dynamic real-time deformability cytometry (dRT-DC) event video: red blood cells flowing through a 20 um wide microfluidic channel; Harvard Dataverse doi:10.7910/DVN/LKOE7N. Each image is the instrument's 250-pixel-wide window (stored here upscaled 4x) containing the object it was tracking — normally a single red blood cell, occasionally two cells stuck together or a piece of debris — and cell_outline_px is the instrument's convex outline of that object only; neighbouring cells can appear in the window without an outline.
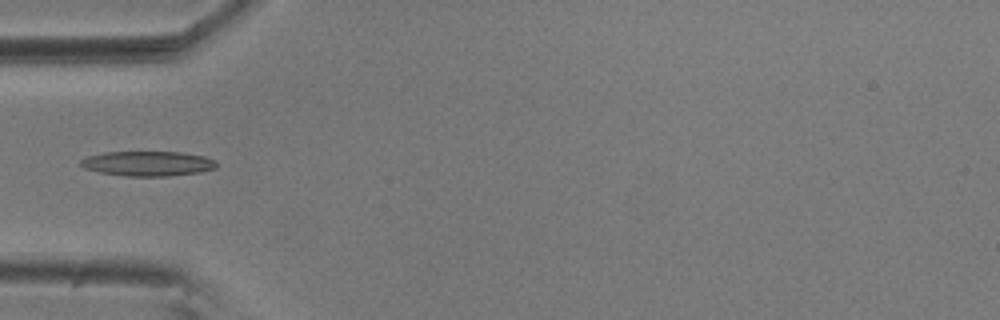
{"species": "common noctule bat (a hibernating species)", "species_latin": "Nyctalus noctula", "temperature_condition": "room temperature", "stored_images_in_passage": 38, "camera_frame_rate_fps": 3000, "um_per_image_px": 0.085, "animal": {"sex": "male", "body_mass_g": 20.5, "forearm_length_mm": 52.5}, "frame": {"image": 1, "passage_image": 1, "time_ms": 0.0, "image_size_px": [1000, 320], "cell_outline_px": [[216, 168], [200, 172], [168, 176], [124, 176], [100, 172], [84, 168], [80, 164], [80, 160], [88, 156], [104, 152], [180, 152], [204, 156], [216, 160]], "centroid_in_image_um": [12.57, 13.9], "position_along_channel_um": 72.4, "area_um2": 19.65}}
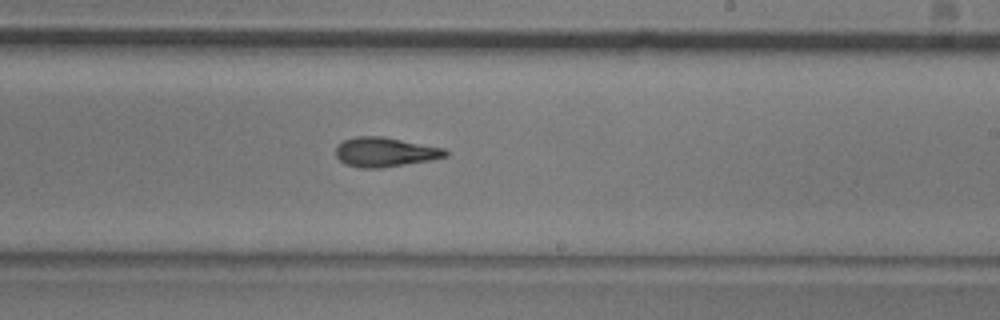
{"frame": {"image": 2, "passage_image": 16, "time_ms": 5.0, "image_size_px": [1000, 320], "cell_outline_px": [[448, 156], [432, 160], [380, 168], [360, 168], [344, 164], [336, 156], [336, 148], [344, 140], [356, 136], [380, 136], [444, 148], [448, 152]], "centroid_in_image_um": [32.73, 12.94], "position_along_channel_um": 256.3, "area_um2": 18.73}}
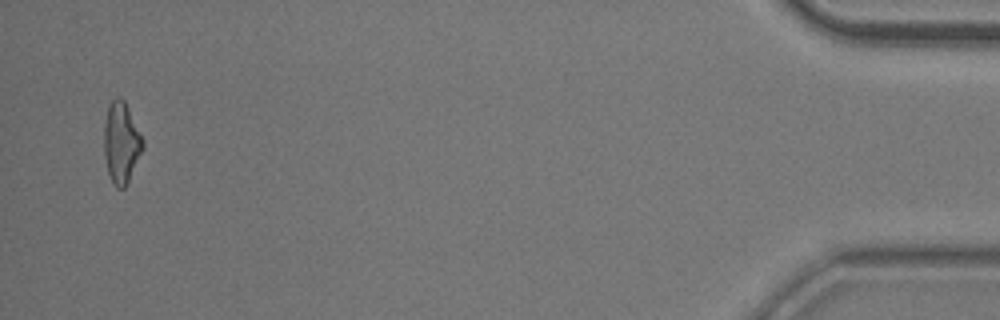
{"frame": {"image": 3, "passage_image": 37, "time_ms": 12.0, "image_size_px": [1000, 320], "cell_outline_px": [[144, 148], [124, 188], [116, 188], [112, 184], [108, 172], [104, 156], [104, 124], [108, 108], [112, 100], [116, 96], [120, 96], [124, 100], [144, 140]], "centroid_in_image_um": [10.3, 12.12], "position_along_channel_um": 424.9, "area_um2": 18.26}}